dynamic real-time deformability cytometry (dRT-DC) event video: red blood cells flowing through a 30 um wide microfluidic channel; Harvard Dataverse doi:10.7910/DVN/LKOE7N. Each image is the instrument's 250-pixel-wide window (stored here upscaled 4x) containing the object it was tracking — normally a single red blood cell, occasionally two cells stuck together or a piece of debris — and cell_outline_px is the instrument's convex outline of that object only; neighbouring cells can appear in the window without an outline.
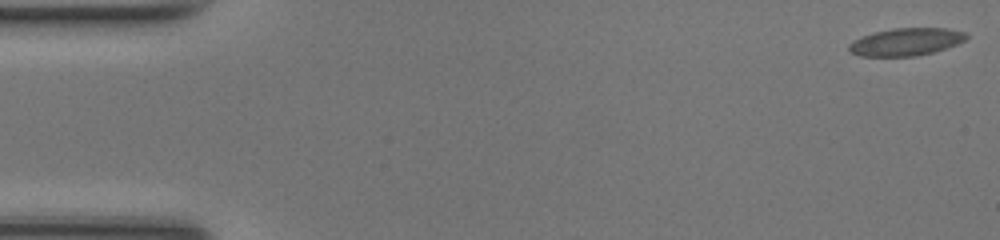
{"species": "common noctule bat (a hibernating species)", "species_latin": "Nyctalus noctula", "temperature_condition": "room temperature", "stored_images_in_passage": 49, "camera_frame_rate_fps": 3000, "um_per_image_px": 0.085, "animal": {"sex": "female", "body_mass_g": 17.0, "forearm_length_mm": 48.0}, "frame": {"image": 1, "passage_image": 1, "time_ms": 0.0, "image_size_px": [1000, 240], "cell_outline_px": [[968, 36], [964, 40], [956, 44], [932, 52], [916, 56], [860, 56], [852, 52], [848, 48], [848, 44], [852, 40], [872, 32], [892, 28], [948, 28], [968, 32]], "centroid_in_image_um": [76.99, 3.54], "position_along_channel_um": 8.0, "area_um2": 18.9}}
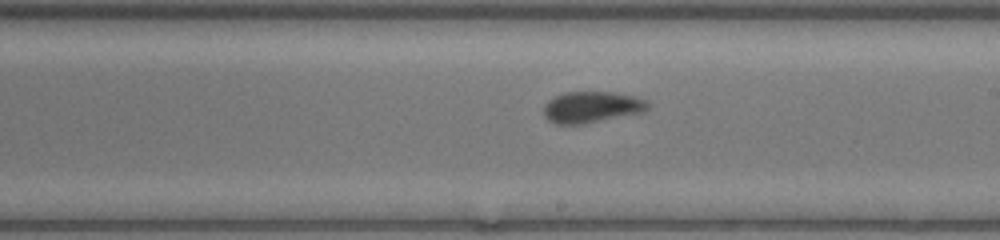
{"frame": {"image": 2, "passage_image": 28, "time_ms": 9.0, "image_size_px": [1000, 240], "cell_outline_px": [[652, 104], [644, 112], [584, 124], [556, 124], [548, 120], [544, 116], [544, 104], [548, 100], [564, 92], [612, 92], [636, 96], [648, 100]], "centroid_in_image_um": [50.33, 9.1], "position_along_channel_um": 238.7, "area_um2": 19.25}}
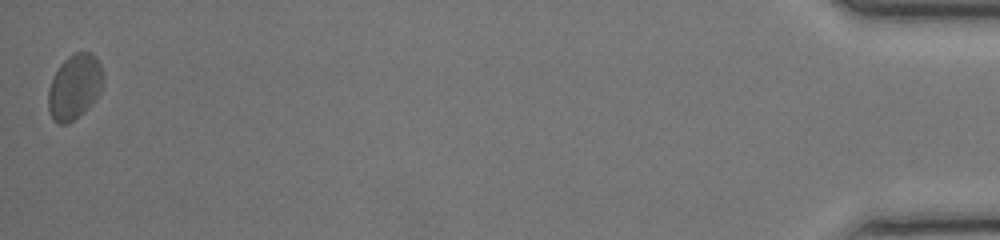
{"frame": {"image": 3, "passage_image": 49, "time_ms": 16.0, "image_size_px": [1000, 240], "cell_outline_px": [[104, 84], [100, 92], [68, 124], [60, 124], [52, 116], [48, 108], [48, 88], [60, 64], [68, 56], [76, 52], [92, 52], [96, 56], [104, 72]], "centroid_in_image_um": [6.35, 7.31], "position_along_channel_um": 428.9, "area_um2": 20.4}, "authors_computed_cell_mechanics": {"area_um2": 19.2474, "velocity_mm_per_s": 4.1935, "shape_relaxation_time_tau1_ms": 2.7084, "shape_relaxation_time_tau2_ms": 1.0437, "deformation_change_tau1": 0.0793, "deformation_change_tau2": 0.0545}}